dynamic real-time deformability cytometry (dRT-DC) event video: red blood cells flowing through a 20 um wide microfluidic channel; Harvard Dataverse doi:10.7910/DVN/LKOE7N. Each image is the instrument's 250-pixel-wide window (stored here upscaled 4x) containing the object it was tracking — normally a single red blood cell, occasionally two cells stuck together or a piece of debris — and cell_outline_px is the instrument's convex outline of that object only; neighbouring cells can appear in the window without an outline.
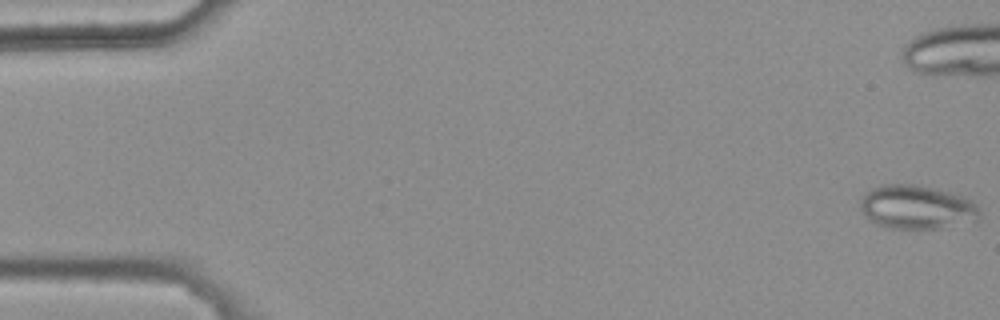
{"species": "common noctule bat (a hibernating species)", "species_latin": "Nyctalus noctula", "temperature_condition": "warm", "stored_images_in_passage": 48, "camera_frame_rate_fps": 3000, "um_per_image_px": 0.085, "animal": {"sex": "female", "body_mass_g": 25.1}, "frame": {"image": 1, "passage_image": 1, "time_ms": 0.0, "image_size_px": [1000, 320], "cell_outline_px": [[980, 220], [940, 228], [892, 228], [876, 224], [868, 220], [860, 208], [860, 200], [864, 192], [872, 188], [884, 184], [912, 184], [932, 188], [964, 196], [976, 204], [980, 212]], "centroid_in_image_um": [77.91, 17.61], "position_along_channel_um": 7.1, "area_um2": 30.52}}
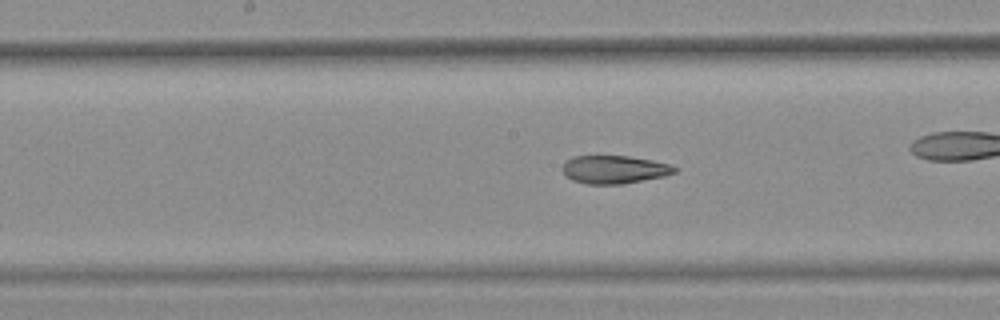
{"frame": {"image": 2, "passage_image": 28, "time_ms": 9.0, "image_size_px": [1000, 320], "cell_outline_px": [[680, 168], [676, 172], [664, 176], [624, 184], [588, 184], [572, 180], [560, 168], [572, 156], [628, 156], [652, 160], [668, 164]], "centroid_in_image_um": [52.24, 14.41], "position_along_channel_um": 196.0, "area_um2": 18.32}}
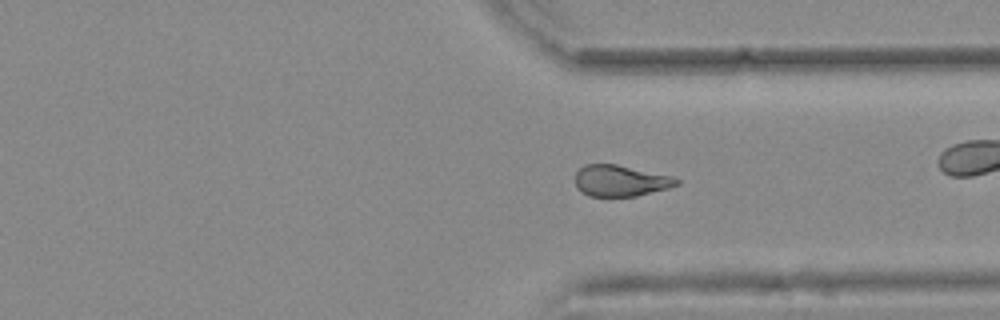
{"frame": {"image": 3, "passage_image": 41, "time_ms": 13.333, "image_size_px": [1000, 320], "cell_outline_px": [[680, 184], [668, 188], [636, 196], [588, 196], [580, 192], [576, 188], [576, 172], [584, 164], [616, 164], [672, 176], [680, 180]], "centroid_in_image_um": [52.73, 15.36], "position_along_channel_um": 358.7, "area_um2": 18.5}, "authors_computed_cell_mechanics": {"area_um2": 19.7098, "velocity_mm_per_s": 3.744, "shape_relaxation_time_tau1_ms": null, "shape_relaxation_time_tau2_ms": 3.0494, "deformation_change_tau1": null, "deformation_change_tau2": 0.1178}}